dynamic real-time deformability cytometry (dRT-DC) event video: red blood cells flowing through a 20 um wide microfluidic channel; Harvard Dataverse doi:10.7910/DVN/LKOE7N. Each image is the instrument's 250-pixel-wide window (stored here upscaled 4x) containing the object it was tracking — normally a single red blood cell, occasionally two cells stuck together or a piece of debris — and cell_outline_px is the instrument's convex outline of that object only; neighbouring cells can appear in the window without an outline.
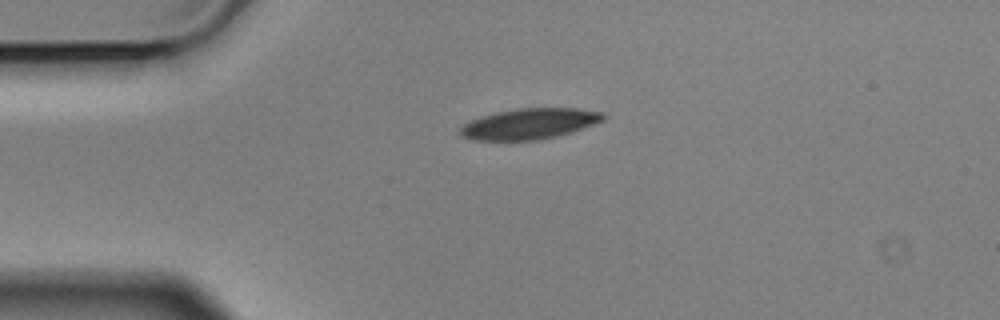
{"species": "Egyptian fruit bat (a non-hibernating species)", "species_latin": "Rousettus aegyptiacus", "temperature_condition": "cold", "stored_images_in_passage": 3, "camera_frame_rate_fps": 3000, "um_per_image_px": 0.085, "animal": {"sex": "male"}, "frame": {"image": 1, "passage_image": 1, "time_ms": 0.0, "image_size_px": [1000, 320], "cell_outline_px": [[608, 116], [604, 120], [556, 136], [536, 140], [472, 140], [464, 136], [460, 132], [460, 128], [464, 124], [480, 116], [496, 112], [520, 108], [576, 108], [604, 112]], "centroid_in_image_um": [45.01, 10.51], "position_along_channel_um": 40.0, "area_um2": 25.32}}
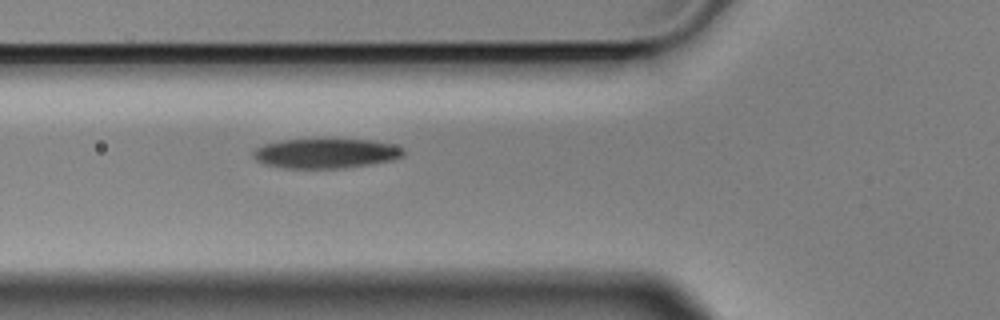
{"frame": {"image": 2, "passage_image": 3, "time_ms": 0.667, "image_size_px": [1000, 320], "cell_outline_px": [[404, 156], [392, 160], [368, 164], [336, 168], [284, 168], [264, 164], [256, 160], [252, 156], [252, 152], [256, 148], [264, 144], [280, 140], [372, 140], [392, 144], [404, 148]], "centroid_in_image_um": [27.67, 13.04], "position_along_channel_um": 98.1, "area_um2": 25.78}}